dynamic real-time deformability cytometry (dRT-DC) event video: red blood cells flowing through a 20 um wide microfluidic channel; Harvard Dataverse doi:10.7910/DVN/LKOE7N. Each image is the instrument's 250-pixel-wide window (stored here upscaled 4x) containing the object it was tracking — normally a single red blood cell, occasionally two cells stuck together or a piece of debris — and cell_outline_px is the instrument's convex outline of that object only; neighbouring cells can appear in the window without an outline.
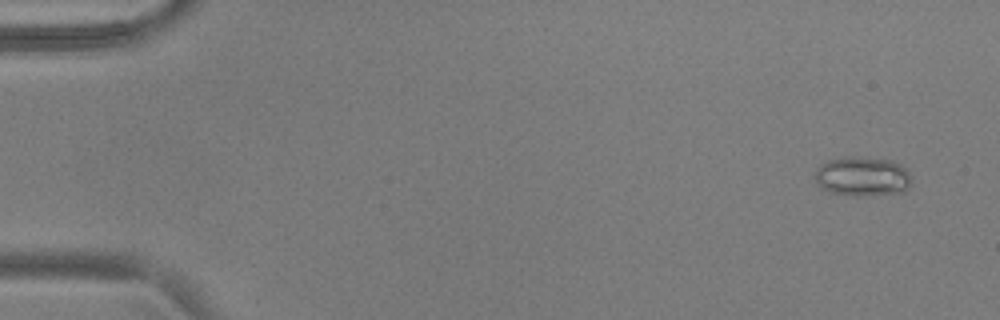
{"species": "common noctule bat (a hibernating species)", "species_latin": "Nyctalus noctula", "temperature_condition": "warm", "stored_images_in_passage": 55, "camera_frame_rate_fps": 3000, "um_per_image_px": 0.085, "animal": {"sex": "male", "body_mass_g": 17.9, "forearm_length_mm": 54.2}, "frame": {"image": 1, "passage_image": 4, "time_ms": 1.0, "image_size_px": [1000, 320], "cell_outline_px": [[912, 176], [908, 188], [904, 192], [860, 196], [852, 196], [828, 192], [820, 188], [816, 180], [816, 168], [820, 164], [828, 160], [848, 156], [852, 156], [892, 160], [900, 164]], "centroid_in_image_um": [73.29, 15.0], "position_along_channel_um": 11.7, "area_um2": 22.43}}
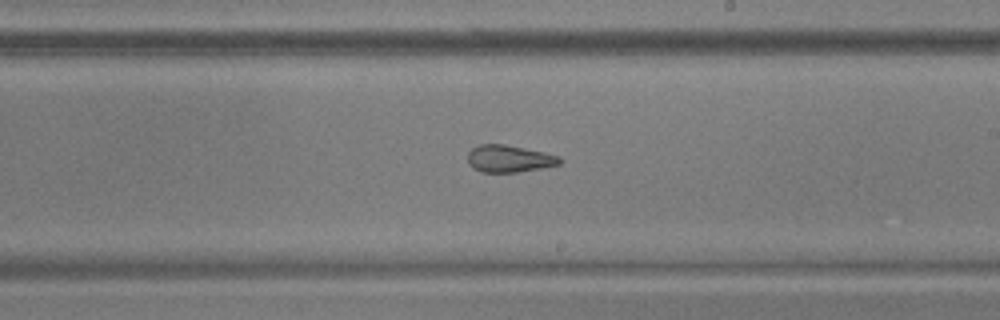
{"frame": {"image": 2, "passage_image": 33, "time_ms": 10.667, "image_size_px": [1000, 320], "cell_outline_px": [[560, 164], [540, 168], [516, 172], [480, 172], [472, 168], [468, 164], [468, 152], [472, 148], [480, 144], [504, 144], [544, 152], [560, 156]], "centroid_in_image_um": [43.23, 13.49], "position_along_channel_um": 245.8, "area_um2": 14.51}}
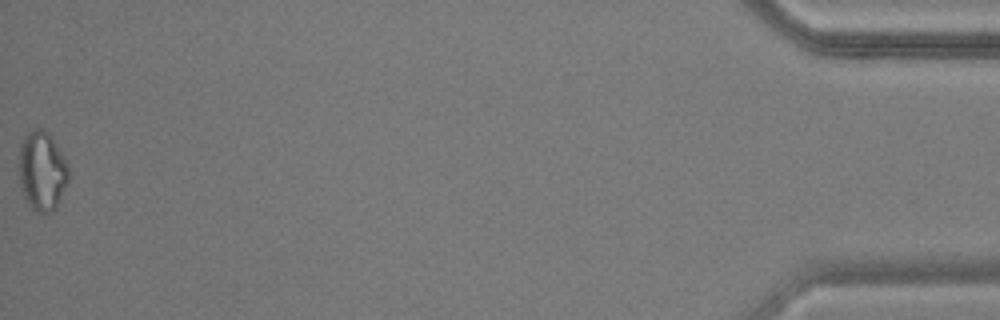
{"frame": {"image": 3, "passage_image": 55, "time_ms": 18.0, "image_size_px": [1000, 320], "cell_outline_px": [[68, 184], [56, 208], [52, 212], [40, 212], [32, 208], [28, 204], [24, 196], [20, 184], [16, 168], [16, 164], [20, 144], [24, 136], [28, 132], [36, 128], [40, 128], [48, 132], [56, 144], [68, 164]], "centroid_in_image_um": [3.54, 14.52], "position_along_channel_um": 431.7, "area_um2": 23.47}, "authors_computed_cell_mechanics": {"area_um2": 18.5538, "velocity_mm_per_s": 3.7898, "shape_relaxation_time_tau1_ms": null, "shape_relaxation_time_tau2_ms": 2.7411, "deformation_change_tau1": null, "deformation_change_tau2": 0.118}}